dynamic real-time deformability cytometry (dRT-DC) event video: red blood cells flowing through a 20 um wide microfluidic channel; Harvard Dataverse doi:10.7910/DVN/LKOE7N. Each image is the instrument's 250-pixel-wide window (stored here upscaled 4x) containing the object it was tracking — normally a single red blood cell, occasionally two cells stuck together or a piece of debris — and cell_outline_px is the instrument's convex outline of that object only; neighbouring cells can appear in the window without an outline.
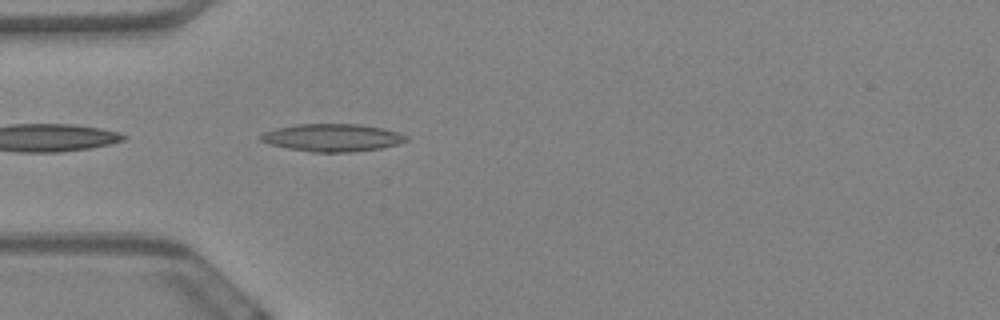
{"species": "Egyptian fruit bat (a non-hibernating species)", "species_latin": "Rousettus aegyptiacus", "temperature_condition": "warm", "stored_images_in_passage": 8, "camera_frame_rate_fps": 3000, "um_per_image_px": 0.085, "animal": {"sex": "female"}, "frame": {"image": 1, "passage_image": 2, "time_ms": 0.333, "image_size_px": [1000, 320], "cell_outline_px": [[408, 140], [400, 144], [380, 148], [352, 152], [312, 152], [288, 148], [268, 144], [260, 140], [260, 136], [264, 132], [276, 128], [296, 124], [360, 124], [400, 132], [408, 136]], "centroid_in_image_um": [28.27, 11.7], "position_along_channel_um": 56.7, "area_um2": 23.47}}